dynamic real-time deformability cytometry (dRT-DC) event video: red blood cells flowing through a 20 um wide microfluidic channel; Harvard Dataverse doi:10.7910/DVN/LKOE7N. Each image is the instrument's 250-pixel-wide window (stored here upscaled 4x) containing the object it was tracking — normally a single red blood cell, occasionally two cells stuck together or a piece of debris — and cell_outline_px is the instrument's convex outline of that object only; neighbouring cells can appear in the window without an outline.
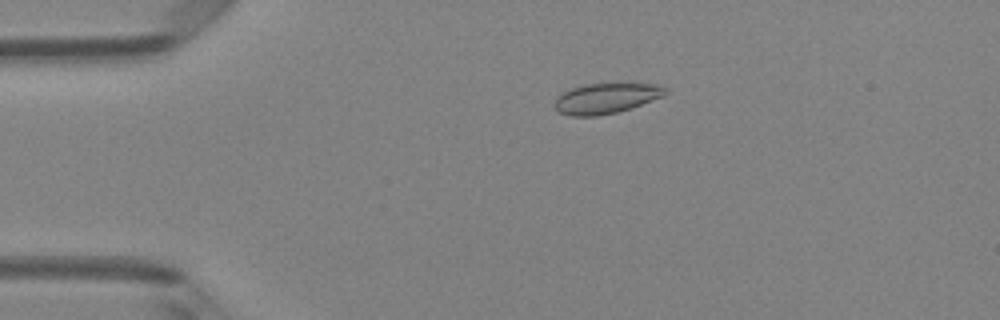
{"species": "Egyptian fruit bat (a non-hibernating species)", "species_latin": "Rousettus aegyptiacus", "temperature_condition": "room temperature", "stored_images_in_passage": 3, "camera_frame_rate_fps": 3000, "um_per_image_px": 0.085, "animal": {"sex": "female"}, "frame": {"image": 1, "passage_image": 2, "time_ms": 0.333, "image_size_px": [1000, 320], "cell_outline_px": [[668, 92], [664, 96], [632, 108], [616, 112], [596, 116], [572, 116], [560, 112], [556, 108], [556, 96], [572, 88], [584, 84], [660, 84], [668, 88]], "centroid_in_image_um": [51.57, 8.35], "position_along_channel_um": 33.4, "area_um2": 19.48}}